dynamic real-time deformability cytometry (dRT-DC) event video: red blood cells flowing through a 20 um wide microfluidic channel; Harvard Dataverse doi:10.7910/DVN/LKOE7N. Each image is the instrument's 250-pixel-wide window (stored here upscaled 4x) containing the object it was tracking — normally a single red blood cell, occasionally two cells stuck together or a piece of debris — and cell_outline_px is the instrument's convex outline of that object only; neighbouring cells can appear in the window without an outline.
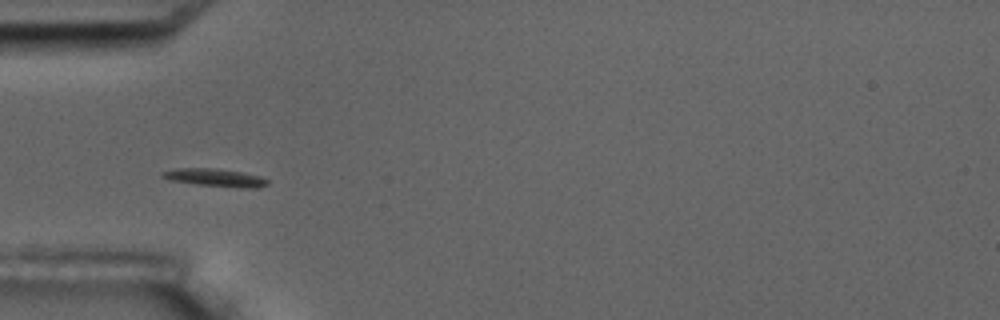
{"species": "common noctule bat (a hibernating species)", "species_latin": "Nyctalus noctula", "temperature_condition": "room temperature", "stored_images_in_passage": 5, "camera_frame_rate_fps": 3000, "um_per_image_px": 0.085, "animal": {"sex": "male", "body_mass_g": 17.5, "forearm_length_mm": 52.3}, "frame": {"image": 1, "passage_image": 3, "time_ms": 3.333, "image_size_px": [1000, 320], "cell_outline_px": [[268, 184], [260, 188], [244, 188], [196, 184], [168, 180], [160, 176], [160, 172], [176, 168], [216, 168], [240, 172], [260, 176], [268, 180]], "centroid_in_image_um": [18.26, 15.1], "position_along_channel_um": 66.7, "area_um2": 10.98}}